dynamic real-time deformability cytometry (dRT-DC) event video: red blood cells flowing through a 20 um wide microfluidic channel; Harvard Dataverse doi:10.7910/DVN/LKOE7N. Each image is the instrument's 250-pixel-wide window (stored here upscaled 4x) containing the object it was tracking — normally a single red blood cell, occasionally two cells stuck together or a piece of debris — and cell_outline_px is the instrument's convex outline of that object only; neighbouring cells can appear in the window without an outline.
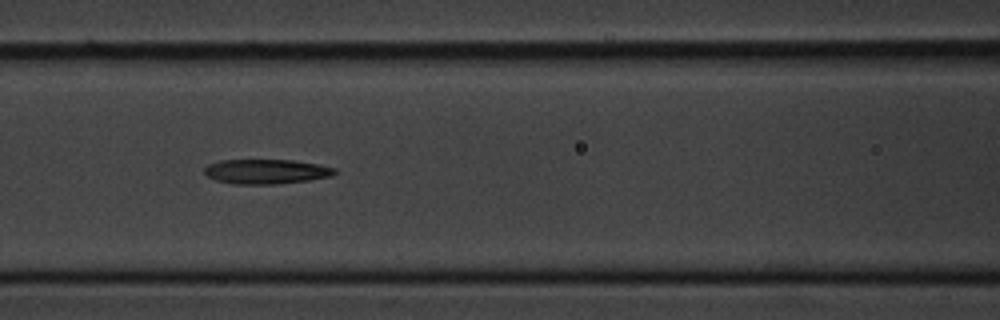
{"species": "common noctule bat (a hibernating species)", "species_latin": "Nyctalus noctula", "temperature_condition": "cold", "stored_images_in_passage": 9, "camera_frame_rate_fps": 3000, "um_per_image_px": 0.085, "animal": {"sex": "male", "body_mass_g": 20.1, "forearm_length_mm": 53.5}, "frame": {"image": 1, "passage_image": 6, "time_ms": 6.667, "image_size_px": [1000, 320], "cell_outline_px": [[336, 172], [332, 176], [308, 180], [276, 184], [232, 184], [216, 180], [208, 176], [204, 172], [204, 168], [208, 164], [220, 160], [292, 160], [316, 164], [336, 168]], "centroid_in_image_um": [22.6, 14.58], "position_along_channel_um": 144.0, "area_um2": 18.67}}
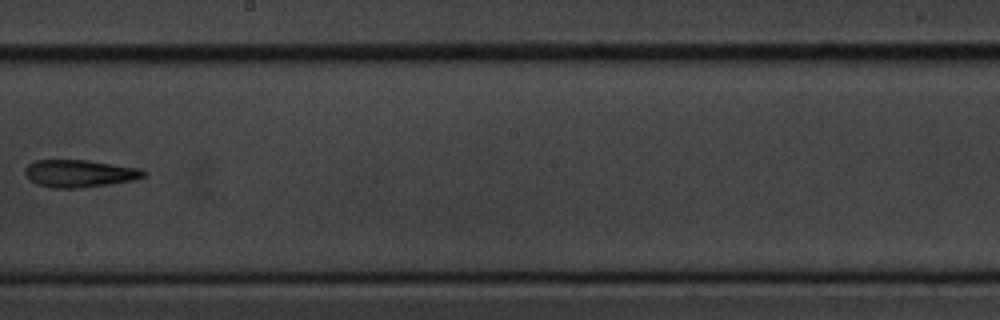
{"frame": {"image": 2, "passage_image": 8, "time_ms": 9.333, "image_size_px": [1000, 320], "cell_outline_px": [[144, 176], [132, 180], [84, 188], [52, 188], [36, 184], [24, 172], [24, 168], [28, 164], [36, 160], [88, 160], [136, 168], [144, 172]], "centroid_in_image_um": [6.68, 14.75], "position_along_channel_um": 241.5, "area_um2": 18.67}}
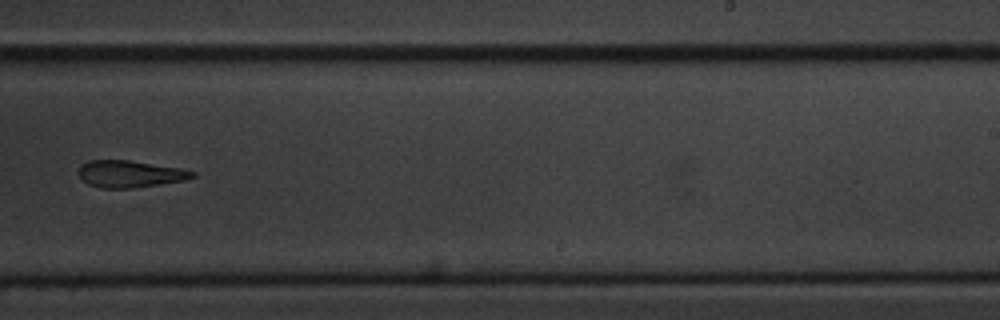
{"frame": {"image": 3, "passage_image": 9, "time_ms": 10.333, "image_size_px": [1000, 320], "cell_outline_px": [[196, 176], [184, 180], [132, 188], [100, 188], [88, 184], [80, 176], [80, 168], [88, 160], [128, 160], [180, 168], [196, 172]], "centroid_in_image_um": [11.06, 14.78], "position_along_channel_um": 277.9, "area_um2": 17.57}}